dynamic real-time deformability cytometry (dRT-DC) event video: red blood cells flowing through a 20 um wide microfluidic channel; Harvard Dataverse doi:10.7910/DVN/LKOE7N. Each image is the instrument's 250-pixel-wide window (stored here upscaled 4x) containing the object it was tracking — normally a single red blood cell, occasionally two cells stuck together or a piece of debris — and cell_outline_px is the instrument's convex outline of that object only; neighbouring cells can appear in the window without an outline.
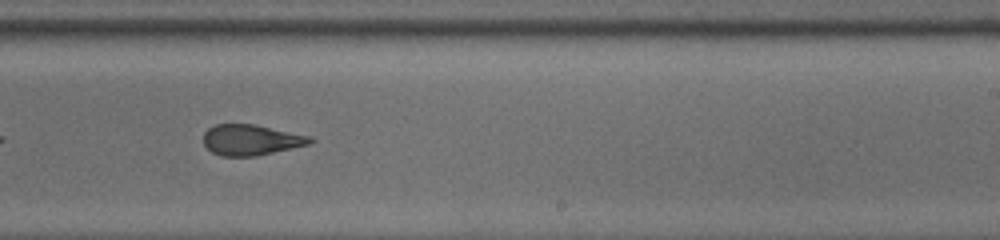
{"species": "common noctule bat (a hibernating species)", "species_latin": "Nyctalus noctula", "temperature_condition": "room temperature", "stored_images_in_passage": 26, "camera_frame_rate_fps": 3000, "um_per_image_px": 0.085, "animal": {"sex": "male", "body_mass_g": 13.0, "forearm_length_mm": 53.1}, "frame": {"image": 1, "passage_image": 19, "time_ms": 6.0, "image_size_px": [1000, 240], "cell_outline_px": [[316, 140], [308, 144], [292, 148], [256, 156], [224, 156], [212, 152], [204, 144], [204, 132], [208, 128], [216, 124], [256, 124], [312, 136]], "centroid_in_image_um": [21.36, 11.88], "position_along_channel_um": 267.6, "area_um2": 19.13}}
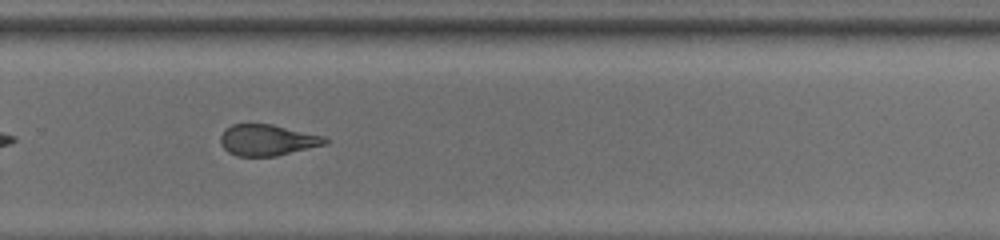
{"frame": {"image": 2, "passage_image": 22, "time_ms": 7.0, "image_size_px": [1000, 240], "cell_outline_px": [[328, 144], [276, 156], [236, 156], [228, 152], [220, 144], [220, 136], [224, 128], [232, 124], [272, 124], [324, 136], [328, 140]], "centroid_in_image_um": [22.71, 11.9], "position_along_channel_um": 307.1, "area_um2": 19.13}}